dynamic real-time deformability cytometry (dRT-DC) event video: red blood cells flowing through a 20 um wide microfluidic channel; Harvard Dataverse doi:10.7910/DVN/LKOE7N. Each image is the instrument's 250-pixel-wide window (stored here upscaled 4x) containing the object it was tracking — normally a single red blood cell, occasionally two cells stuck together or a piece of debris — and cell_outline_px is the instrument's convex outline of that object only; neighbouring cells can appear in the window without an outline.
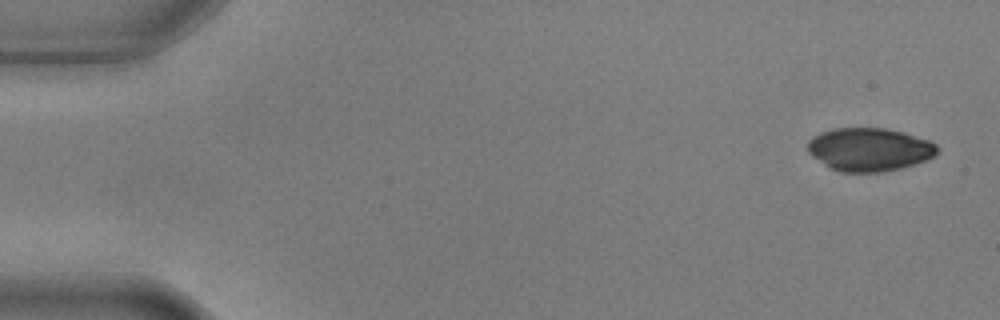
{"species": "common noctule bat (a hibernating species)", "species_latin": "Nyctalus noctula", "temperature_condition": "warm", "stored_images_in_passage": 4, "camera_frame_rate_fps": 3000, "um_per_image_px": 0.085, "animal": {"sex": "male", "body_mass_g": 17.9, "forearm_length_mm": 54.2}, "frame": {"image": 1, "passage_image": 1, "time_ms": 0.0, "image_size_px": [1000, 320], "cell_outline_px": [[940, 148], [932, 156], [924, 160], [900, 168], [880, 172], [840, 172], [828, 168], [812, 156], [808, 152], [808, 140], [812, 136], [820, 132], [832, 128], [888, 128], [904, 132], [932, 140]], "centroid_in_image_um": [73.87, 12.69], "position_along_channel_um": 11.1, "area_um2": 32.89}}